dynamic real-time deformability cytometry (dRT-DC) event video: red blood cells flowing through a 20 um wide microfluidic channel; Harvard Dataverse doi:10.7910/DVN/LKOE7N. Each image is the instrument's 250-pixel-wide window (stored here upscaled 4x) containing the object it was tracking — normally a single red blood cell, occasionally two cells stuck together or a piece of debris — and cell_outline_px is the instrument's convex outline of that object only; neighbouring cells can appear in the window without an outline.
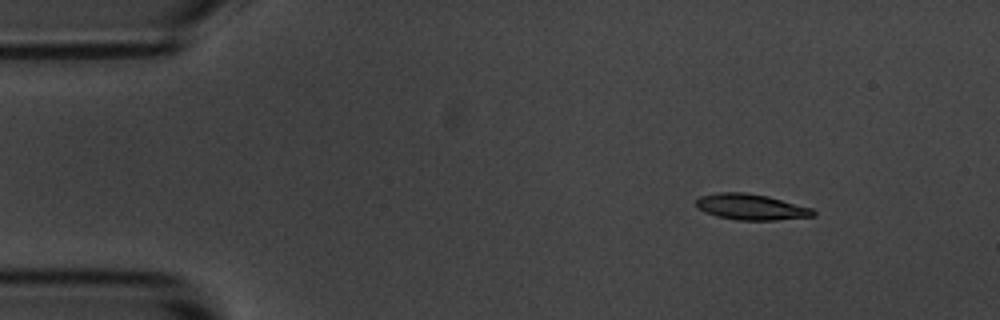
{"species": "common noctule bat (a hibernating species)", "species_latin": "Nyctalus noctula", "temperature_condition": "room temperature", "stored_images_in_passage": 4, "camera_frame_rate_fps": 3000, "um_per_image_px": 0.085, "animal": {"sex": "male", "body_mass_g": 20.1, "forearm_length_mm": 53.5}, "frame": {"image": 1, "passage_image": 1, "time_ms": 0.0, "image_size_px": [1000, 320], "cell_outline_px": [[816, 216], [776, 220], [736, 220], [716, 216], [704, 212], [696, 208], [696, 200], [700, 196], [720, 192], [744, 192], [768, 196], [812, 208], [816, 212]], "centroid_in_image_um": [63.83, 17.59], "position_along_channel_um": 21.2, "area_um2": 17.8}}